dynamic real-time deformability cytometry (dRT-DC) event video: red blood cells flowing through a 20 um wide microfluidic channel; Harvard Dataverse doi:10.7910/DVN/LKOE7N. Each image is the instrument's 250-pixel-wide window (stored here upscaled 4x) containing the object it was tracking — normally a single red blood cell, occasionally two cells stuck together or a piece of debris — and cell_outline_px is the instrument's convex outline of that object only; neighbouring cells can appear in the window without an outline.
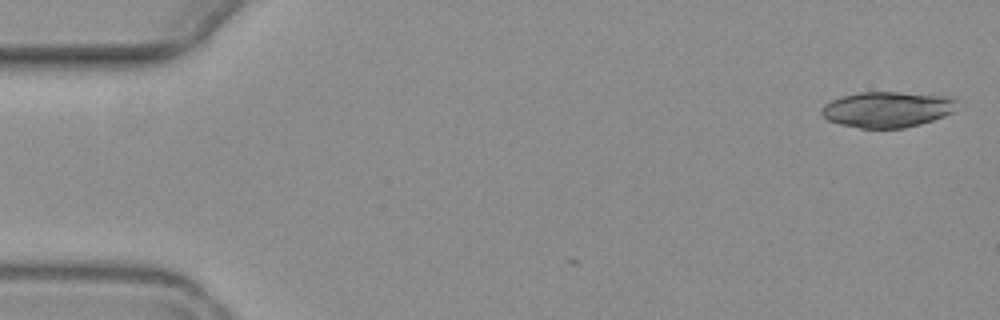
{"species": "common noctule bat (a hibernating species)", "species_latin": "Nyctalus noctula", "temperature_condition": "warm", "stored_images_in_passage": 2, "camera_frame_rate_fps": 3000, "um_per_image_px": 0.085, "animal": {"sex": "female", "body_mass_g": 19.3, "forearm_length_mm": 54.1}, "frame": {"image": 1, "passage_image": 2, "time_ms": 1.333, "image_size_px": [1000, 320], "cell_outline_px": [[960, 100], [952, 112], [944, 116], [920, 124], [904, 128], [860, 128], [840, 124], [828, 120], [820, 112], [824, 104], [840, 96], [860, 92], [900, 92], [952, 96]], "centroid_in_image_um": [75.45, 9.29], "position_along_channel_um": 9.6, "area_um2": 28.44}}